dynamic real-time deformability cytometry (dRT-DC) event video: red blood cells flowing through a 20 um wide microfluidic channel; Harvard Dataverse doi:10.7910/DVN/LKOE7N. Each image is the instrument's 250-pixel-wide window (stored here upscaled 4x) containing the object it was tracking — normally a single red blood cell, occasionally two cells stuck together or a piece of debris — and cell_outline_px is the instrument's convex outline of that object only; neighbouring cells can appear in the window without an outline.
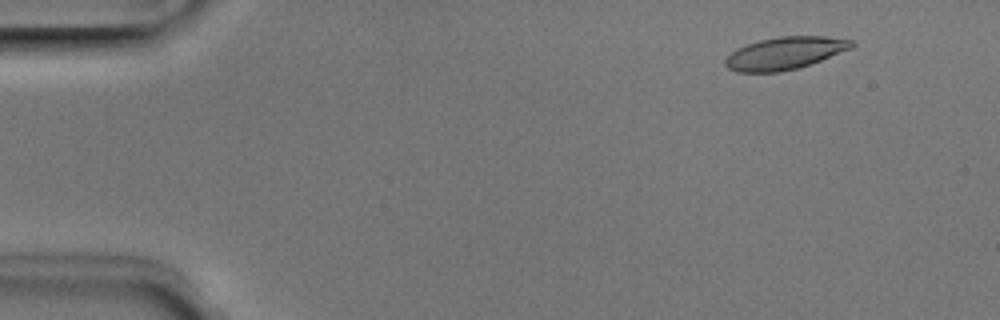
{"species": "Egyptian fruit bat (a non-hibernating species)", "species_latin": "Rousettus aegyptiacus", "temperature_condition": "room temperature", "stored_images_in_passage": 47, "camera_frame_rate_fps": 3000, "um_per_image_px": 0.085, "animal": {"sex": "male"}, "frame": {"image": 1, "passage_image": 1, "time_ms": 0.0, "image_size_px": [1000, 320], "cell_outline_px": [[856, 44], [852, 48], [820, 60], [796, 68], [780, 72], [736, 72], [728, 68], [724, 64], [724, 60], [736, 48], [760, 40], [780, 36], [824, 36], [856, 40]], "centroid_in_image_um": [66.72, 4.51], "position_along_channel_um": 18.3, "area_um2": 23.81}}
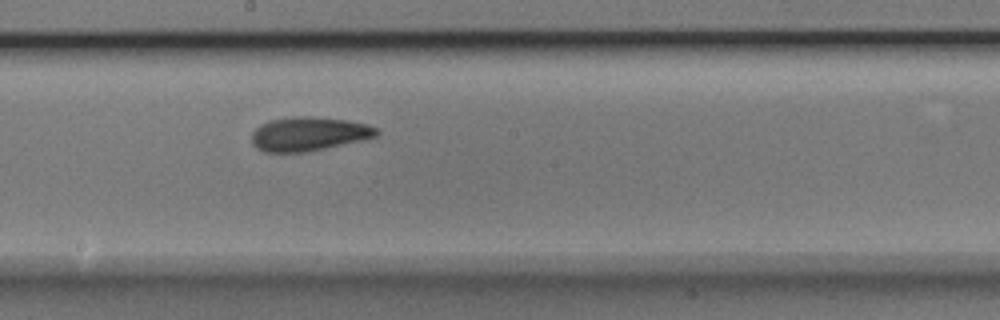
{"frame": {"image": 2, "passage_image": 24, "time_ms": 7.667, "image_size_px": [1000, 320], "cell_outline_px": [[380, 132], [376, 136], [364, 140], [308, 152], [264, 152], [256, 148], [252, 144], [252, 132], [260, 124], [268, 120], [292, 116], [308, 116], [348, 120], [368, 124], [376, 128]], "centroid_in_image_um": [26.24, 11.38], "position_along_channel_um": 222.0, "area_um2": 25.03}}
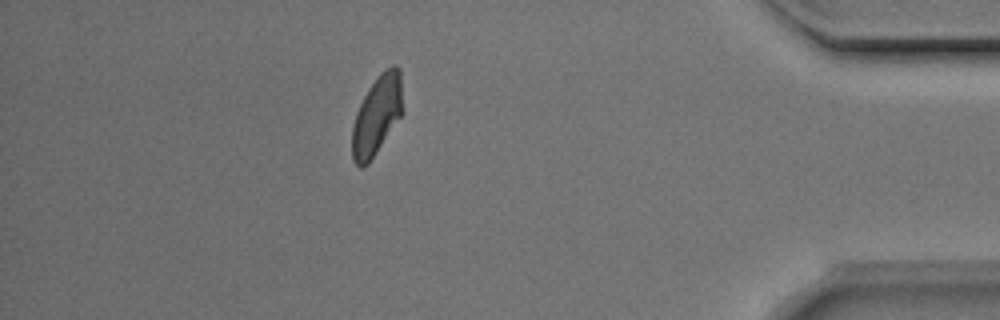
{"frame": {"image": 3, "passage_image": 41, "time_ms": 13.333, "image_size_px": [1000, 320], "cell_outline_px": [[404, 112], [368, 164], [360, 168], [352, 160], [352, 128], [356, 112], [368, 88], [380, 72], [392, 64], [396, 64], [400, 68]], "centroid_in_image_um": [32.06, 9.76], "position_along_channel_um": 403.1, "area_um2": 23.64}, "authors_computed_cell_mechanics": {"area_um2": 24.2182, "velocity_mm_per_s": 3.951, "shape_relaxation_time_tau1_ms": 2.9823, "shape_relaxation_time_tau2_ms": 2.9977, "deformation_change_tau1": 0.1223, "deformation_change_tau2": 0.0857}}